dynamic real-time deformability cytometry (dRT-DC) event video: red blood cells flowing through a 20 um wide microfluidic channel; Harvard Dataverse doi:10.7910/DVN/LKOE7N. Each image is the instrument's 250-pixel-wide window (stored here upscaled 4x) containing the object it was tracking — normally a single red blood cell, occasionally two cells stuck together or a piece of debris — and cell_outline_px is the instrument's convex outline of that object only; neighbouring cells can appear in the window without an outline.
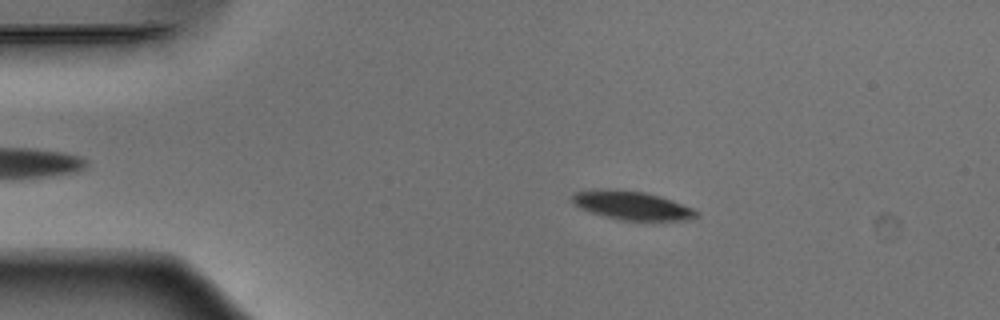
{"species": "Egyptian fruit bat (a non-hibernating species)", "species_latin": "Rousettus aegyptiacus", "temperature_condition": "warm", "stored_images_in_passage": 44, "camera_frame_rate_fps": 3000, "um_per_image_px": 0.085, "animal": {"sex": "male"}, "frame": {"image": 1, "passage_image": 9, "time_ms": 2.667, "image_size_px": [1000, 320], "cell_outline_px": [[700, 212], [696, 216], [684, 220], [620, 220], [604, 216], [580, 208], [572, 200], [572, 196], [576, 192], [608, 188], [644, 192], [660, 196], [672, 200], [692, 208]], "centroid_in_image_um": [53.72, 17.46], "position_along_channel_um": 31.3, "area_um2": 20.4}}
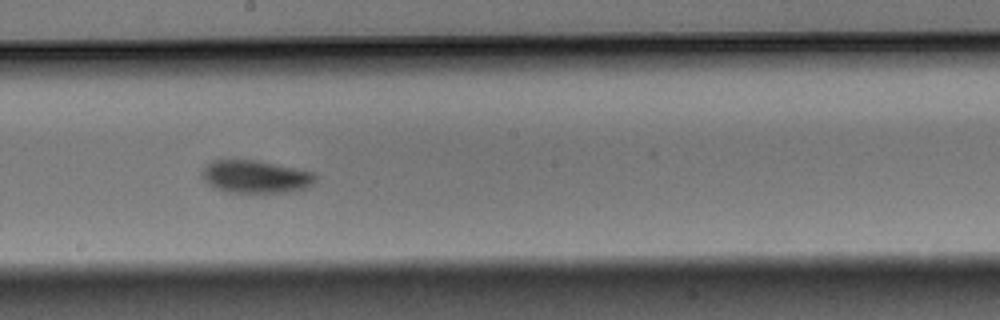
{"frame": {"image": 2, "passage_image": 28, "time_ms": 9.0, "image_size_px": [1000, 320], "cell_outline_px": [[316, 180], [312, 184], [304, 188], [288, 192], [228, 192], [216, 188], [208, 184], [200, 176], [200, 172], [212, 160], [256, 160], [316, 172]], "centroid_in_image_um": [21.72, 15.01], "position_along_channel_um": 226.5, "area_um2": 21.62}}
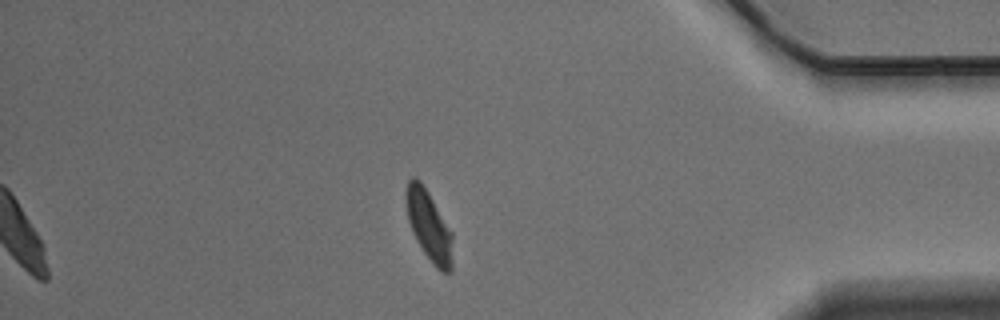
{"frame": {"image": 3, "passage_image": 44, "time_ms": 14.333, "image_size_px": [1000, 320], "cell_outline_px": [[452, 268], [448, 272], [440, 272], [432, 264], [416, 240], [412, 232], [408, 220], [404, 196], [404, 192], [408, 180], [412, 176], [416, 176], [420, 180], [428, 192], [452, 232]], "centroid_in_image_um": [36.43, 19.16], "position_along_channel_um": 398.8, "area_um2": 19.25}, "authors_computed_cell_mechanics": {"area_um2": 21.2415, "velocity_mm_per_s": 3.8751, "shape_relaxation_time_tau1_ms": 2.2743, "shape_relaxation_time_tau2_ms": null, "deformation_change_tau1": 0.1179, "deformation_change_tau2": null}}